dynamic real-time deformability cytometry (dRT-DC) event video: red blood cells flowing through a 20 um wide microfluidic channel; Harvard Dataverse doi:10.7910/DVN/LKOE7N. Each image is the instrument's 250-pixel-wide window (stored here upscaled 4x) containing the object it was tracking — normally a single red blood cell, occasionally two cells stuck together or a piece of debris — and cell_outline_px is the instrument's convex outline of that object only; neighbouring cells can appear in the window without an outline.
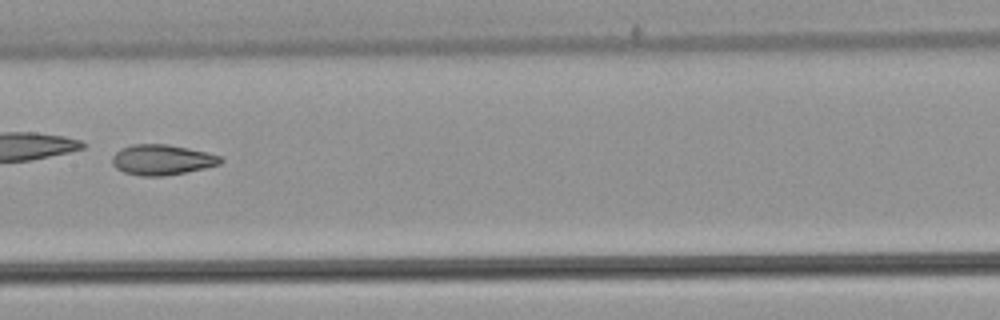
{"species": "common noctule bat (a hibernating species)", "species_latin": "Nyctalus noctula", "temperature_condition": "warm", "stored_images_in_passage": 45, "camera_frame_rate_fps": 3000, "um_per_image_px": 0.085, "animal": {"sex": "male", "body_mass_g": 21.5, "forearm_length_mm": 52.0}, "frame": {"image": 1, "passage_image": 20, "time_ms": 6.333, "image_size_px": [1000, 320], "cell_outline_px": [[224, 160], [220, 164], [204, 168], [164, 176], [140, 176], [124, 172], [116, 168], [112, 164], [112, 156], [120, 148], [132, 144], [168, 144], [188, 148], [220, 156]], "centroid_in_image_um": [13.73, 13.58], "position_along_channel_um": 193.7, "area_um2": 19.13}, "authors_computed_cell_mechanics": {"area_um2": 21.964, "velocity_mm_per_s": 3.8554, "shape_relaxation_time_tau1_ms": null, "shape_relaxation_time_tau2_ms": 2.9443, "deformation_change_tau1": null, "deformation_change_tau2": 0.0984}}